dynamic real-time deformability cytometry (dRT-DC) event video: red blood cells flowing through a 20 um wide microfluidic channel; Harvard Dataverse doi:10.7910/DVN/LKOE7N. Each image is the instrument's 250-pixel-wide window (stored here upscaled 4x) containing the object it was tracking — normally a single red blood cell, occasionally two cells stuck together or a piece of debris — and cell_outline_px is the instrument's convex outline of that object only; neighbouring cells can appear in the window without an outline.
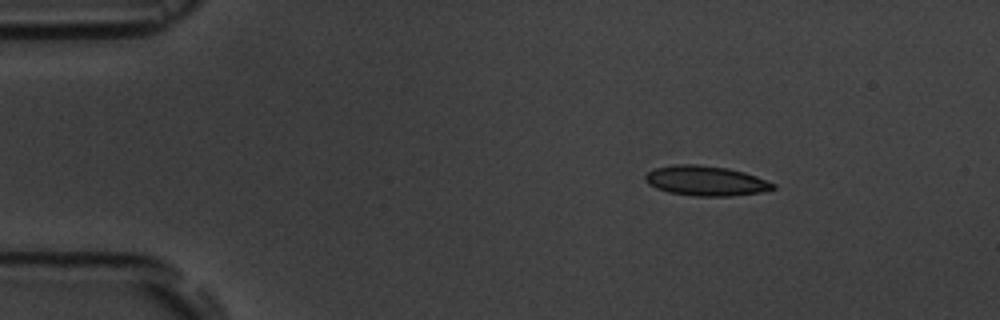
{"species": "common noctule bat (a hibernating species)", "species_latin": "Nyctalus noctula", "temperature_condition": "room temperature", "stored_images_in_passage": 5, "camera_frame_rate_fps": 3000, "um_per_image_px": 0.085, "animal": {"sex": "male", "body_mass_g": 19.5, "forearm_length_mm": 54.6}, "frame": {"image": 1, "passage_image": 1, "time_ms": 0.0, "image_size_px": [1000, 320], "cell_outline_px": [[776, 188], [760, 192], [732, 196], [696, 196], [668, 192], [656, 188], [648, 184], [644, 180], [644, 176], [648, 172], [656, 168], [676, 164], [696, 164], [728, 168], [744, 172], [756, 176], [776, 184]], "centroid_in_image_um": [59.99, 15.37], "position_along_channel_um": 25.0, "area_um2": 22.25}}
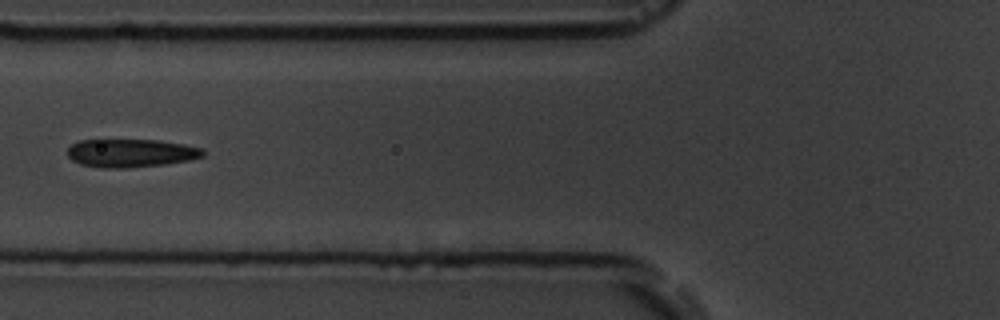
{"frame": {"image": 2, "passage_image": 4, "time_ms": 4.333, "image_size_px": [1000, 320], "cell_outline_px": [[204, 156], [188, 160], [164, 164], [124, 168], [100, 168], [80, 164], [72, 160], [68, 156], [68, 148], [72, 144], [80, 140], [160, 140], [184, 144], [204, 148]], "centroid_in_image_um": [11.13, 13.01], "position_along_channel_um": 114.7, "area_um2": 22.31}}
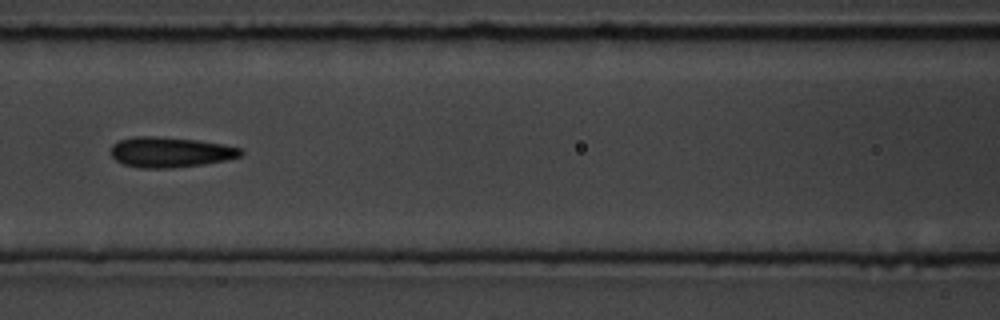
{"frame": {"image": 3, "passage_image": 5, "time_ms": 5.333, "image_size_px": [1000, 320], "cell_outline_px": [[244, 152], [240, 156], [224, 160], [204, 164], [168, 168], [140, 168], [124, 164], [116, 160], [108, 152], [112, 144], [120, 140], [132, 136], [156, 136], [196, 140], [224, 144], [240, 148]], "centroid_in_image_um": [14.42, 12.92], "position_along_channel_um": 152.2, "area_um2": 23.0}}